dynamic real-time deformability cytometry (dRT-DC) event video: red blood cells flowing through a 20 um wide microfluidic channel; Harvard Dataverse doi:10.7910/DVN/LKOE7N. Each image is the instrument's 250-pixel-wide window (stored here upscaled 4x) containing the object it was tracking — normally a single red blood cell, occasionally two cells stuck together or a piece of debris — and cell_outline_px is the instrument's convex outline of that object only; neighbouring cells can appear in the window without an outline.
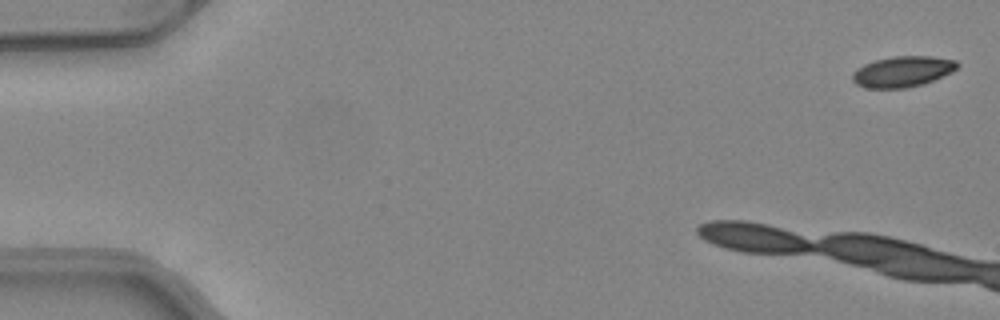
{"species": "common noctule bat (a hibernating species)", "species_latin": "Nyctalus noctula", "temperature_condition": "warm", "stored_images_in_passage": 9, "camera_frame_rate_fps": 3000, "um_per_image_px": 0.085, "animal": {"sex": "female", "body_mass_g": 24.6, "forearm_length_mm": 56.2}, "frame": {"image": 1, "passage_image": 1, "time_ms": 0.0, "image_size_px": [1000, 320], "cell_outline_px": [[960, 64], [952, 72], [924, 84], [904, 88], [868, 88], [856, 84], [852, 80], [852, 72], [856, 68], [864, 64], [876, 60], [892, 56], [932, 56], [956, 60]], "centroid_in_image_um": [76.71, 6.08], "position_along_channel_um": 8.3, "area_um2": 18.9}}